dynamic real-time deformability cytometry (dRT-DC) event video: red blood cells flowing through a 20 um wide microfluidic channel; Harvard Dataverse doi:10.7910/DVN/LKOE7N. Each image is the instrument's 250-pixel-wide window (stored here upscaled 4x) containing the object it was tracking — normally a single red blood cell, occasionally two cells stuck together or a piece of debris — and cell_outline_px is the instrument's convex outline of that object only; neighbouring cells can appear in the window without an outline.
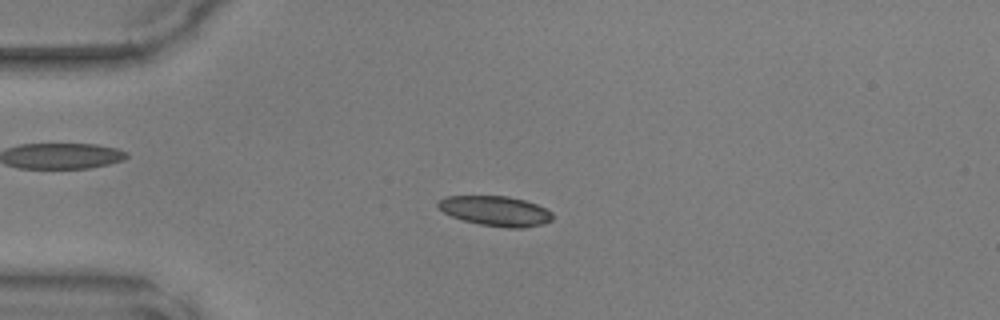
{"species": "common noctule bat (a hibernating species)", "species_latin": "Nyctalus noctula", "temperature_condition": "warm", "stored_images_in_passage": 48, "camera_frame_rate_fps": 3000, "um_per_image_px": 0.085, "animal": {"sex": "male", "body_mass_g": 17.9, "forearm_length_mm": 54.2}, "frame": {"image": 1, "passage_image": 12, "time_ms": 3.667, "image_size_px": [1000, 320], "cell_outline_px": [[552, 220], [544, 224], [524, 228], [508, 228], [480, 224], [464, 220], [452, 216], [444, 212], [436, 204], [444, 196], [508, 196], [524, 200], [536, 204], [552, 212]], "centroid_in_image_um": [42.14, 17.93], "position_along_channel_um": 42.9, "area_um2": 19.88}}
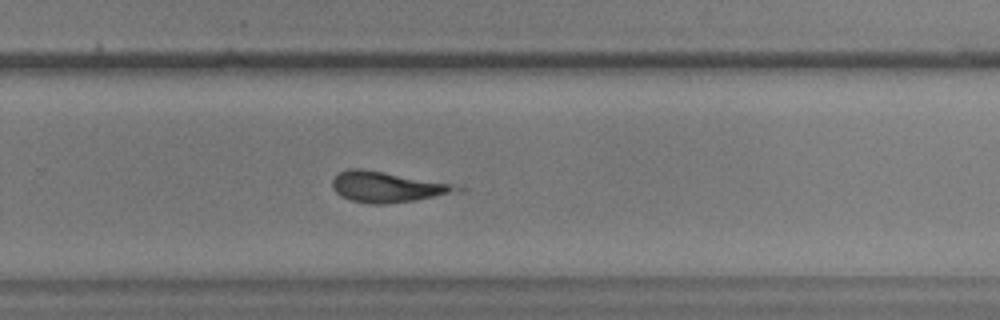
{"frame": {"image": 2, "passage_image": 32, "time_ms": 10.333, "image_size_px": [1000, 320], "cell_outline_px": [[468, 188], [464, 192], [416, 200], [384, 204], [372, 204], [352, 200], [340, 196], [332, 188], [332, 180], [340, 172], [348, 168], [360, 168], [384, 172], [448, 184]], "centroid_in_image_um": [32.93, 15.9], "position_along_channel_um": 296.9, "area_um2": 22.08}}
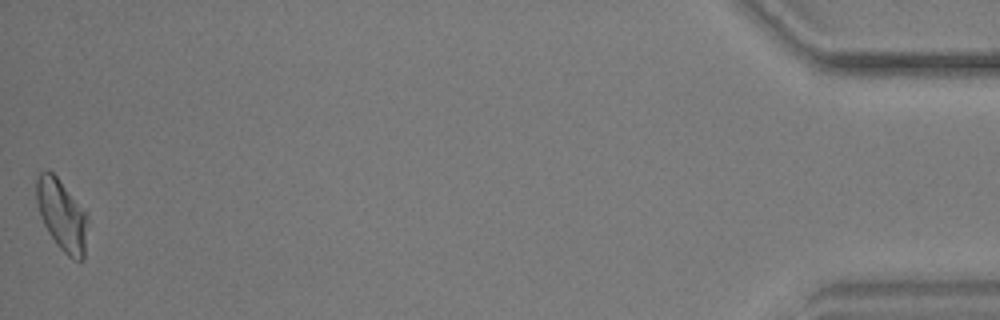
{"frame": {"image": 3, "passage_image": 48, "time_ms": 15.667, "image_size_px": [1000, 320], "cell_outline_px": [[88, 224], [84, 260], [72, 260], [56, 244], [48, 232], [40, 216], [36, 204], [36, 180], [40, 172], [48, 168], [56, 176], [88, 216]], "centroid_in_image_um": [5.25, 18.31], "position_along_channel_um": 430.0, "area_um2": 21.27}}